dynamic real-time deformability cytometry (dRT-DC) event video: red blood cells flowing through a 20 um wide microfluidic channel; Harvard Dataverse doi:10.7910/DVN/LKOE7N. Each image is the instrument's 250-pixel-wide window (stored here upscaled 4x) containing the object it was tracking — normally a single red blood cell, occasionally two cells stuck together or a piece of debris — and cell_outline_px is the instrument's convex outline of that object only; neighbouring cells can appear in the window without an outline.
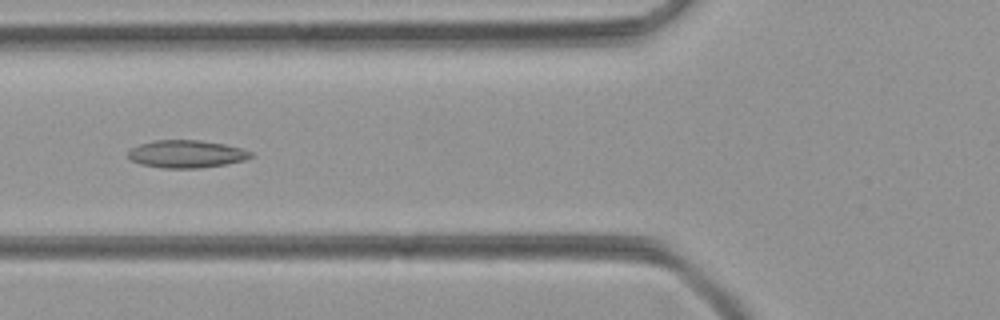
{"species": "common noctule bat (a hibernating species)", "species_latin": "Nyctalus noctula", "temperature_condition": "room temperature", "stored_images_in_passage": 50, "segment_of_instrument_passage": [1, 2], "camera_frame_rate_fps": 3000, "um_per_image_px": 0.085, "animal": {"sex": "female", "body_mass_g": 21.9}, "frame": {"image": 1, "passage_image": 18, "time_ms": 5.667, "image_size_px": [1000, 320], "cell_outline_px": [[252, 156], [244, 160], [228, 164], [200, 168], [160, 168], [140, 164], [132, 160], [128, 156], [128, 152], [132, 148], [140, 144], [156, 140], [200, 140], [224, 144], [240, 148], [252, 152]], "centroid_in_image_um": [15.85, 13.09], "position_along_channel_um": 110.0, "area_um2": 19.71}}
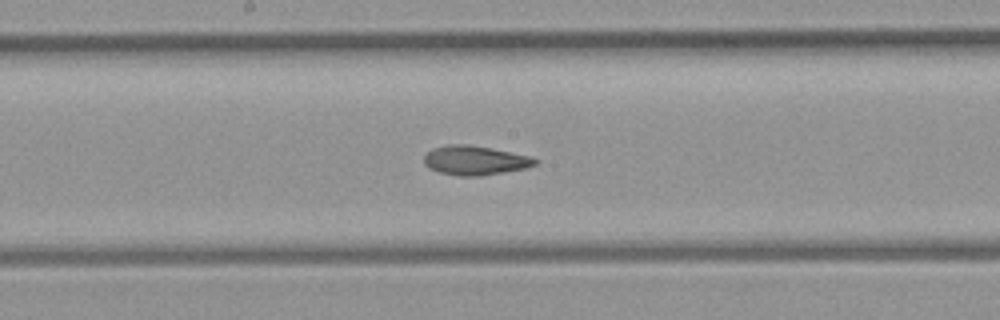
{"frame": {"image": 2, "passage_image": 25, "time_ms": 8.0, "image_size_px": [1000, 320], "cell_outline_px": [[540, 160], [536, 164], [528, 168], [480, 176], [460, 176], [440, 172], [428, 168], [424, 164], [424, 156], [432, 148], [448, 144], [468, 144], [532, 156]], "centroid_in_image_um": [40.39, 13.63], "position_along_channel_um": 207.8, "area_um2": 19.07}}
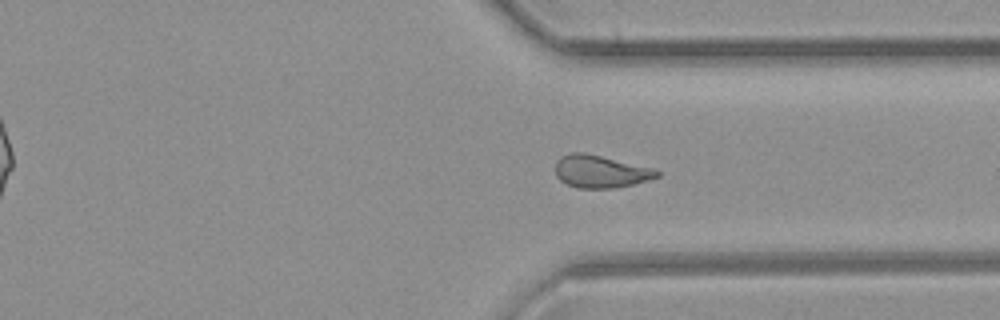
{"frame": {"image": 3, "passage_image": 36, "time_ms": 11.667, "image_size_px": [1000, 320], "cell_outline_px": [[660, 176], [648, 180], [616, 188], [576, 188], [560, 180], [556, 176], [556, 160], [560, 156], [572, 152], [584, 152], [652, 168], [660, 172]], "centroid_in_image_um": [51.01, 14.58], "position_along_channel_um": 360.4, "area_um2": 19.19}}